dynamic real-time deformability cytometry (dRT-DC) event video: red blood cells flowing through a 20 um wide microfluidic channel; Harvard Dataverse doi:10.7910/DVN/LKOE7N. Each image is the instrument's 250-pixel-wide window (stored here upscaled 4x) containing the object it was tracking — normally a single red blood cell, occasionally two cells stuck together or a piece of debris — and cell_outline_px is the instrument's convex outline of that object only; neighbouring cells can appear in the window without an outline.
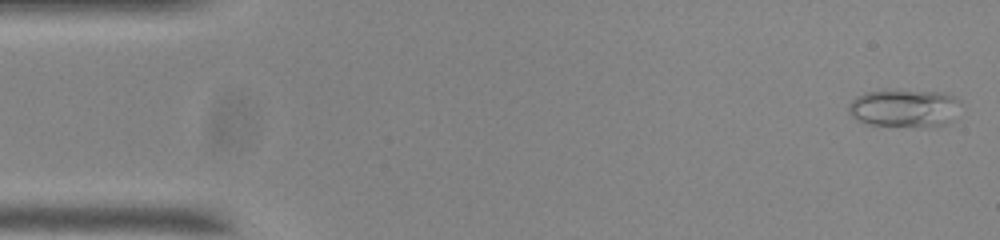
{"species": "common noctule bat (a hibernating species)", "species_latin": "Nyctalus noctula", "temperature_condition": "room temperature", "stored_images_in_passage": 54, "camera_frame_rate_fps": 3000, "um_per_image_px": 0.085, "animal": {"sex": "male", "body_mass_g": 20.0, "forearm_length_mm": 53.3}, "frame": {"image": 1, "passage_image": 2, "time_ms": 0.333, "image_size_px": [1000, 240], "cell_outline_px": [[960, 100], [952, 120], [944, 124], [924, 128], [868, 124], [856, 120], [848, 112], [848, 108], [852, 100], [856, 96], [864, 92], [888, 88], [944, 92]], "centroid_in_image_um": [76.83, 9.17], "position_along_channel_um": 8.2, "area_um2": 25.49}}
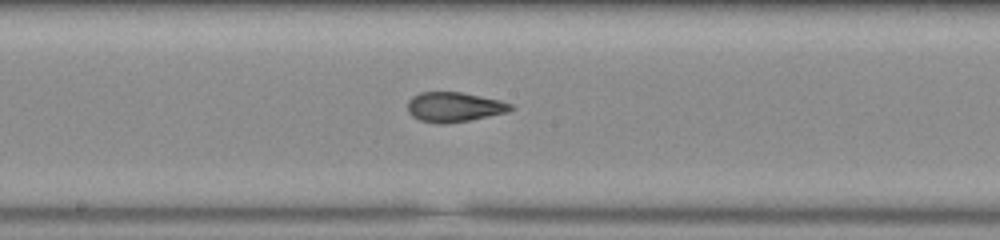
{"frame": {"image": 2, "passage_image": 28, "time_ms": 9.0, "image_size_px": [1000, 240], "cell_outline_px": [[516, 108], [508, 112], [472, 120], [448, 124], [436, 124], [420, 120], [412, 116], [408, 112], [408, 100], [412, 96], [420, 92], [460, 92], [500, 100], [512, 104]], "centroid_in_image_um": [38.62, 9.11], "position_along_channel_um": 209.6, "area_um2": 18.15}}
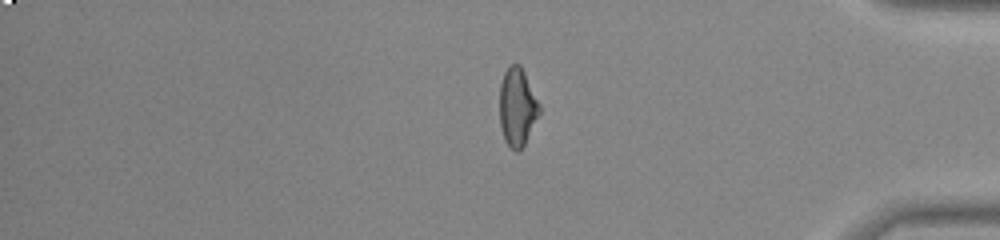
{"frame": {"image": 3, "passage_image": 45, "time_ms": 14.667, "image_size_px": [1000, 240], "cell_outline_px": [[540, 112], [524, 144], [516, 152], [504, 140], [500, 124], [500, 84], [504, 72], [512, 64], [520, 64], [540, 104]], "centroid_in_image_um": [43.96, 9.08], "position_along_channel_um": 391.2, "area_um2": 17.8}, "authors_computed_cell_mechanics": {"area_um2": 18.5827, "velocity_mm_per_s": 3.7367, "shape_relaxation_time_tau1_ms": 7.7907, "shape_relaxation_time_tau2_ms": 1.5936, "deformation_change_tau1": 0.2321, "deformation_change_tau2": 0.0913}}